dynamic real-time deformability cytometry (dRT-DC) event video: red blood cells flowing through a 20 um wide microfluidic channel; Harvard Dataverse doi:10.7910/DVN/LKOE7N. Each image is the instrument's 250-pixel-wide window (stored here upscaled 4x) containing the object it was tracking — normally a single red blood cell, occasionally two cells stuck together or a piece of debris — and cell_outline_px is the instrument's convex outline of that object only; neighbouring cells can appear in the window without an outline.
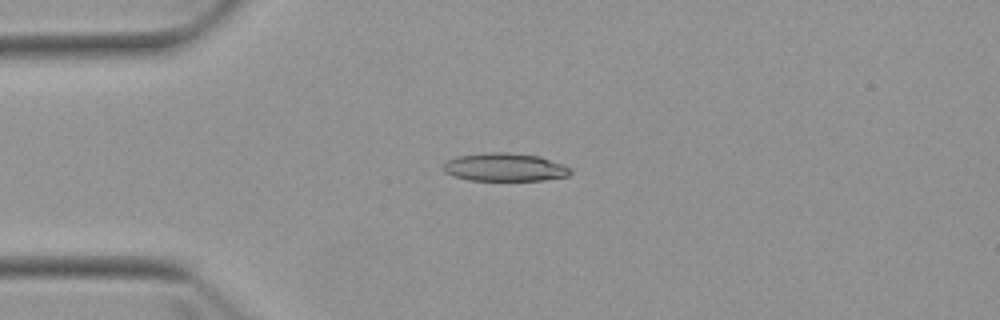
{"species": "Egyptian fruit bat (a non-hibernating species)", "species_latin": "Rousettus aegyptiacus", "temperature_condition": "warm", "stored_images_in_passage": 3, "camera_frame_rate_fps": 3000, "um_per_image_px": 0.085, "animal": {"sex": "female"}, "frame": {"image": 1, "passage_image": 1, "time_ms": 0.0, "image_size_px": [1000, 320], "cell_outline_px": [[572, 172], [568, 176], [544, 180], [468, 180], [452, 176], [444, 172], [440, 168], [440, 164], [444, 160], [456, 156], [484, 152], [508, 152], [540, 156], [572, 168]], "centroid_in_image_um": [42.81, 14.2], "position_along_channel_um": 42.2, "area_um2": 21.33}}
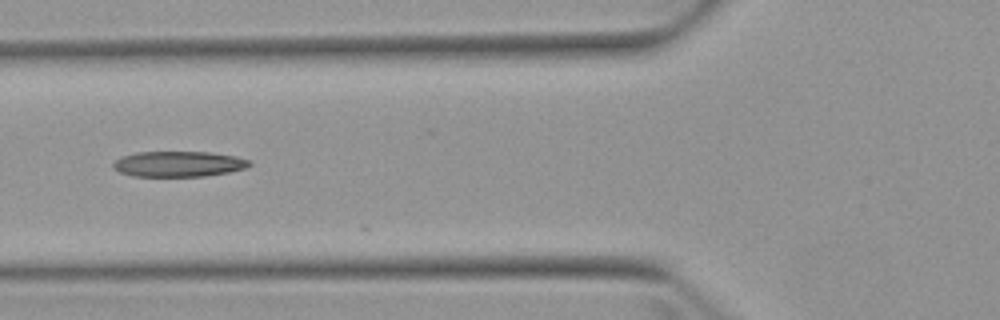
{"frame": {"image": 2, "passage_image": 3, "time_ms": 2.333, "image_size_px": [1000, 320], "cell_outline_px": [[252, 164], [244, 168], [228, 172], [204, 176], [132, 176], [120, 172], [112, 168], [112, 164], [120, 156], [136, 152], [212, 152], [236, 156], [248, 160]], "centroid_in_image_um": [15.14, 13.93], "position_along_channel_um": 110.7, "area_um2": 20.29}}